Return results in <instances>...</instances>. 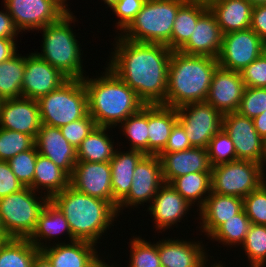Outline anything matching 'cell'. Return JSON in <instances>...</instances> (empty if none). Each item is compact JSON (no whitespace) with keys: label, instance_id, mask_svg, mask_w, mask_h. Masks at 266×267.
Listing matches in <instances>:
<instances>
[{"label":"cell","instance_id":"cell-48","mask_svg":"<svg viewBox=\"0 0 266 267\" xmlns=\"http://www.w3.org/2000/svg\"><path fill=\"white\" fill-rule=\"evenodd\" d=\"M24 186L14 175L8 161L0 160V198L18 192Z\"/></svg>","mask_w":266,"mask_h":267},{"label":"cell","instance_id":"cell-27","mask_svg":"<svg viewBox=\"0 0 266 267\" xmlns=\"http://www.w3.org/2000/svg\"><path fill=\"white\" fill-rule=\"evenodd\" d=\"M177 121L176 108L148 105V155H159L163 151Z\"/></svg>","mask_w":266,"mask_h":267},{"label":"cell","instance_id":"cell-56","mask_svg":"<svg viewBox=\"0 0 266 267\" xmlns=\"http://www.w3.org/2000/svg\"><path fill=\"white\" fill-rule=\"evenodd\" d=\"M91 267H114V265H108V263H105L104 260L102 261L99 257Z\"/></svg>","mask_w":266,"mask_h":267},{"label":"cell","instance_id":"cell-5","mask_svg":"<svg viewBox=\"0 0 266 267\" xmlns=\"http://www.w3.org/2000/svg\"><path fill=\"white\" fill-rule=\"evenodd\" d=\"M75 21L72 12L65 13L57 22L39 29L43 32L42 52L36 54L69 79H83V54L70 25Z\"/></svg>","mask_w":266,"mask_h":267},{"label":"cell","instance_id":"cell-29","mask_svg":"<svg viewBox=\"0 0 266 267\" xmlns=\"http://www.w3.org/2000/svg\"><path fill=\"white\" fill-rule=\"evenodd\" d=\"M61 233L62 235L67 233L70 242H72V232L68 221L60 209L49 200L38 218L34 231L27 239L38 250H41L48 246L47 240L51 241L50 239L56 238V236L58 238ZM43 240H46L45 243Z\"/></svg>","mask_w":266,"mask_h":267},{"label":"cell","instance_id":"cell-47","mask_svg":"<svg viewBox=\"0 0 266 267\" xmlns=\"http://www.w3.org/2000/svg\"><path fill=\"white\" fill-rule=\"evenodd\" d=\"M240 74L245 87L266 88V57L262 54L244 68Z\"/></svg>","mask_w":266,"mask_h":267},{"label":"cell","instance_id":"cell-57","mask_svg":"<svg viewBox=\"0 0 266 267\" xmlns=\"http://www.w3.org/2000/svg\"><path fill=\"white\" fill-rule=\"evenodd\" d=\"M188 1L197 2V3H200V4H204V5L210 6L213 2H216L218 0H188Z\"/></svg>","mask_w":266,"mask_h":267},{"label":"cell","instance_id":"cell-55","mask_svg":"<svg viewBox=\"0 0 266 267\" xmlns=\"http://www.w3.org/2000/svg\"><path fill=\"white\" fill-rule=\"evenodd\" d=\"M56 2L66 13H71L70 9L67 7V0H53Z\"/></svg>","mask_w":266,"mask_h":267},{"label":"cell","instance_id":"cell-54","mask_svg":"<svg viewBox=\"0 0 266 267\" xmlns=\"http://www.w3.org/2000/svg\"><path fill=\"white\" fill-rule=\"evenodd\" d=\"M32 267H52V264L48 258L39 251L33 260Z\"/></svg>","mask_w":266,"mask_h":267},{"label":"cell","instance_id":"cell-51","mask_svg":"<svg viewBox=\"0 0 266 267\" xmlns=\"http://www.w3.org/2000/svg\"><path fill=\"white\" fill-rule=\"evenodd\" d=\"M20 31L16 28L13 18L7 11H0V38H16Z\"/></svg>","mask_w":266,"mask_h":267},{"label":"cell","instance_id":"cell-14","mask_svg":"<svg viewBox=\"0 0 266 267\" xmlns=\"http://www.w3.org/2000/svg\"><path fill=\"white\" fill-rule=\"evenodd\" d=\"M164 184L162 165L158 155H145L136 165L128 196L117 206V212L125 207H137L152 202ZM124 207V208H123Z\"/></svg>","mask_w":266,"mask_h":267},{"label":"cell","instance_id":"cell-13","mask_svg":"<svg viewBox=\"0 0 266 267\" xmlns=\"http://www.w3.org/2000/svg\"><path fill=\"white\" fill-rule=\"evenodd\" d=\"M4 6L20 32L42 29L66 13L53 0H4Z\"/></svg>","mask_w":266,"mask_h":267},{"label":"cell","instance_id":"cell-35","mask_svg":"<svg viewBox=\"0 0 266 267\" xmlns=\"http://www.w3.org/2000/svg\"><path fill=\"white\" fill-rule=\"evenodd\" d=\"M39 251L27 238H9L0 247V267H32Z\"/></svg>","mask_w":266,"mask_h":267},{"label":"cell","instance_id":"cell-4","mask_svg":"<svg viewBox=\"0 0 266 267\" xmlns=\"http://www.w3.org/2000/svg\"><path fill=\"white\" fill-rule=\"evenodd\" d=\"M218 60L209 56L172 51L168 65L165 106L178 108L205 102Z\"/></svg>","mask_w":266,"mask_h":267},{"label":"cell","instance_id":"cell-16","mask_svg":"<svg viewBox=\"0 0 266 267\" xmlns=\"http://www.w3.org/2000/svg\"><path fill=\"white\" fill-rule=\"evenodd\" d=\"M41 125L37 100L25 97L2 100L0 128L30 135L35 140Z\"/></svg>","mask_w":266,"mask_h":267},{"label":"cell","instance_id":"cell-32","mask_svg":"<svg viewBox=\"0 0 266 267\" xmlns=\"http://www.w3.org/2000/svg\"><path fill=\"white\" fill-rule=\"evenodd\" d=\"M209 6L186 1L176 14L171 35V50L179 51L189 40L199 17Z\"/></svg>","mask_w":266,"mask_h":267},{"label":"cell","instance_id":"cell-44","mask_svg":"<svg viewBox=\"0 0 266 267\" xmlns=\"http://www.w3.org/2000/svg\"><path fill=\"white\" fill-rule=\"evenodd\" d=\"M243 208L251 224L266 225V181L243 198Z\"/></svg>","mask_w":266,"mask_h":267},{"label":"cell","instance_id":"cell-52","mask_svg":"<svg viewBox=\"0 0 266 267\" xmlns=\"http://www.w3.org/2000/svg\"><path fill=\"white\" fill-rule=\"evenodd\" d=\"M15 38H0V63L17 53Z\"/></svg>","mask_w":266,"mask_h":267},{"label":"cell","instance_id":"cell-45","mask_svg":"<svg viewBox=\"0 0 266 267\" xmlns=\"http://www.w3.org/2000/svg\"><path fill=\"white\" fill-rule=\"evenodd\" d=\"M97 127L95 120L88 113L84 118L60 127L63 137L77 150L82 141Z\"/></svg>","mask_w":266,"mask_h":267},{"label":"cell","instance_id":"cell-2","mask_svg":"<svg viewBox=\"0 0 266 267\" xmlns=\"http://www.w3.org/2000/svg\"><path fill=\"white\" fill-rule=\"evenodd\" d=\"M105 71L100 77L85 76L82 80L90 116L99 127L115 128L145 104L110 68L106 67Z\"/></svg>","mask_w":266,"mask_h":267},{"label":"cell","instance_id":"cell-1","mask_svg":"<svg viewBox=\"0 0 266 267\" xmlns=\"http://www.w3.org/2000/svg\"><path fill=\"white\" fill-rule=\"evenodd\" d=\"M115 41L106 66L135 91L145 105L165 106L172 50L164 44L134 42L120 35Z\"/></svg>","mask_w":266,"mask_h":267},{"label":"cell","instance_id":"cell-40","mask_svg":"<svg viewBox=\"0 0 266 267\" xmlns=\"http://www.w3.org/2000/svg\"><path fill=\"white\" fill-rule=\"evenodd\" d=\"M34 145L35 140L30 135L0 128V160L9 161Z\"/></svg>","mask_w":266,"mask_h":267},{"label":"cell","instance_id":"cell-9","mask_svg":"<svg viewBox=\"0 0 266 267\" xmlns=\"http://www.w3.org/2000/svg\"><path fill=\"white\" fill-rule=\"evenodd\" d=\"M264 167L247 160L214 166L211 170V192L243 199L266 181Z\"/></svg>","mask_w":266,"mask_h":267},{"label":"cell","instance_id":"cell-19","mask_svg":"<svg viewBox=\"0 0 266 267\" xmlns=\"http://www.w3.org/2000/svg\"><path fill=\"white\" fill-rule=\"evenodd\" d=\"M223 33L216 16L208 8L198 19L188 42L179 50L186 55L209 56L217 59Z\"/></svg>","mask_w":266,"mask_h":267},{"label":"cell","instance_id":"cell-33","mask_svg":"<svg viewBox=\"0 0 266 267\" xmlns=\"http://www.w3.org/2000/svg\"><path fill=\"white\" fill-rule=\"evenodd\" d=\"M191 206L197 203L199 209L211 193V172L189 173L169 183ZM207 194V195H206Z\"/></svg>","mask_w":266,"mask_h":267},{"label":"cell","instance_id":"cell-60","mask_svg":"<svg viewBox=\"0 0 266 267\" xmlns=\"http://www.w3.org/2000/svg\"><path fill=\"white\" fill-rule=\"evenodd\" d=\"M9 239L8 236H0V247L4 244V242Z\"/></svg>","mask_w":266,"mask_h":267},{"label":"cell","instance_id":"cell-38","mask_svg":"<svg viewBox=\"0 0 266 267\" xmlns=\"http://www.w3.org/2000/svg\"><path fill=\"white\" fill-rule=\"evenodd\" d=\"M241 246L250 261V267H264L266 264V225L251 224Z\"/></svg>","mask_w":266,"mask_h":267},{"label":"cell","instance_id":"cell-61","mask_svg":"<svg viewBox=\"0 0 266 267\" xmlns=\"http://www.w3.org/2000/svg\"><path fill=\"white\" fill-rule=\"evenodd\" d=\"M205 267H209L208 265H206ZM210 267H224L223 264L219 261V263H214L213 265L211 264Z\"/></svg>","mask_w":266,"mask_h":267},{"label":"cell","instance_id":"cell-39","mask_svg":"<svg viewBox=\"0 0 266 267\" xmlns=\"http://www.w3.org/2000/svg\"><path fill=\"white\" fill-rule=\"evenodd\" d=\"M130 241V258L128 267H161L158 255V242L151 244L141 237Z\"/></svg>","mask_w":266,"mask_h":267},{"label":"cell","instance_id":"cell-20","mask_svg":"<svg viewBox=\"0 0 266 267\" xmlns=\"http://www.w3.org/2000/svg\"><path fill=\"white\" fill-rule=\"evenodd\" d=\"M38 153L49 158L69 176L77 163V150L63 137L60 128L42 124L35 138Z\"/></svg>","mask_w":266,"mask_h":267},{"label":"cell","instance_id":"cell-18","mask_svg":"<svg viewBox=\"0 0 266 267\" xmlns=\"http://www.w3.org/2000/svg\"><path fill=\"white\" fill-rule=\"evenodd\" d=\"M240 72L217 67L213 73L205 102L222 115L236 112L245 90Z\"/></svg>","mask_w":266,"mask_h":267},{"label":"cell","instance_id":"cell-25","mask_svg":"<svg viewBox=\"0 0 266 267\" xmlns=\"http://www.w3.org/2000/svg\"><path fill=\"white\" fill-rule=\"evenodd\" d=\"M243 209V199L211 192L199 209L200 230L209 237L221 224Z\"/></svg>","mask_w":266,"mask_h":267},{"label":"cell","instance_id":"cell-53","mask_svg":"<svg viewBox=\"0 0 266 267\" xmlns=\"http://www.w3.org/2000/svg\"><path fill=\"white\" fill-rule=\"evenodd\" d=\"M258 134L266 142V111L253 119Z\"/></svg>","mask_w":266,"mask_h":267},{"label":"cell","instance_id":"cell-50","mask_svg":"<svg viewBox=\"0 0 266 267\" xmlns=\"http://www.w3.org/2000/svg\"><path fill=\"white\" fill-rule=\"evenodd\" d=\"M250 28L266 41V4L253 6Z\"/></svg>","mask_w":266,"mask_h":267},{"label":"cell","instance_id":"cell-31","mask_svg":"<svg viewBox=\"0 0 266 267\" xmlns=\"http://www.w3.org/2000/svg\"><path fill=\"white\" fill-rule=\"evenodd\" d=\"M107 129L110 127L97 126L82 141L77 149V162H109L114 157V140L112 142Z\"/></svg>","mask_w":266,"mask_h":267},{"label":"cell","instance_id":"cell-49","mask_svg":"<svg viewBox=\"0 0 266 267\" xmlns=\"http://www.w3.org/2000/svg\"><path fill=\"white\" fill-rule=\"evenodd\" d=\"M192 147L183 126L177 121L171 129L168 142L161 153L178 152Z\"/></svg>","mask_w":266,"mask_h":267},{"label":"cell","instance_id":"cell-21","mask_svg":"<svg viewBox=\"0 0 266 267\" xmlns=\"http://www.w3.org/2000/svg\"><path fill=\"white\" fill-rule=\"evenodd\" d=\"M148 207L156 230L161 232L172 228V225H178L177 222L180 223L191 205L169 183H164Z\"/></svg>","mask_w":266,"mask_h":267},{"label":"cell","instance_id":"cell-7","mask_svg":"<svg viewBox=\"0 0 266 267\" xmlns=\"http://www.w3.org/2000/svg\"><path fill=\"white\" fill-rule=\"evenodd\" d=\"M42 124L62 127L88 114V96L82 79H69L60 88L37 99Z\"/></svg>","mask_w":266,"mask_h":267},{"label":"cell","instance_id":"cell-10","mask_svg":"<svg viewBox=\"0 0 266 267\" xmlns=\"http://www.w3.org/2000/svg\"><path fill=\"white\" fill-rule=\"evenodd\" d=\"M176 110L178 122L193 147L207 148L210 140L222 128L223 115L207 102L189 103Z\"/></svg>","mask_w":266,"mask_h":267},{"label":"cell","instance_id":"cell-46","mask_svg":"<svg viewBox=\"0 0 266 267\" xmlns=\"http://www.w3.org/2000/svg\"><path fill=\"white\" fill-rule=\"evenodd\" d=\"M146 0H119L112 8L114 14L118 17L116 28L121 33L130 25L136 15L141 11Z\"/></svg>","mask_w":266,"mask_h":267},{"label":"cell","instance_id":"cell-58","mask_svg":"<svg viewBox=\"0 0 266 267\" xmlns=\"http://www.w3.org/2000/svg\"><path fill=\"white\" fill-rule=\"evenodd\" d=\"M246 1L250 2L253 6L266 4V0H246Z\"/></svg>","mask_w":266,"mask_h":267},{"label":"cell","instance_id":"cell-12","mask_svg":"<svg viewBox=\"0 0 266 267\" xmlns=\"http://www.w3.org/2000/svg\"><path fill=\"white\" fill-rule=\"evenodd\" d=\"M263 41L251 28L223 34L217 57L219 67L241 72L262 55Z\"/></svg>","mask_w":266,"mask_h":267},{"label":"cell","instance_id":"cell-26","mask_svg":"<svg viewBox=\"0 0 266 267\" xmlns=\"http://www.w3.org/2000/svg\"><path fill=\"white\" fill-rule=\"evenodd\" d=\"M145 156L143 152L129 149L120 152L116 149L114 157L109 161L112 179V205L117 206L128 196L136 165Z\"/></svg>","mask_w":266,"mask_h":267},{"label":"cell","instance_id":"cell-62","mask_svg":"<svg viewBox=\"0 0 266 267\" xmlns=\"http://www.w3.org/2000/svg\"><path fill=\"white\" fill-rule=\"evenodd\" d=\"M262 54L266 57V41H263Z\"/></svg>","mask_w":266,"mask_h":267},{"label":"cell","instance_id":"cell-42","mask_svg":"<svg viewBox=\"0 0 266 267\" xmlns=\"http://www.w3.org/2000/svg\"><path fill=\"white\" fill-rule=\"evenodd\" d=\"M37 156L38 150L34 145L31 149L17 154L8 161L14 175L24 187L33 189Z\"/></svg>","mask_w":266,"mask_h":267},{"label":"cell","instance_id":"cell-22","mask_svg":"<svg viewBox=\"0 0 266 267\" xmlns=\"http://www.w3.org/2000/svg\"><path fill=\"white\" fill-rule=\"evenodd\" d=\"M162 165L164 183H170L173 179L197 172H211L206 148L192 147L188 150L160 153L158 155Z\"/></svg>","mask_w":266,"mask_h":267},{"label":"cell","instance_id":"cell-24","mask_svg":"<svg viewBox=\"0 0 266 267\" xmlns=\"http://www.w3.org/2000/svg\"><path fill=\"white\" fill-rule=\"evenodd\" d=\"M54 245L48 243L47 247L40 250L52 267H91L99 258L96 244L88 241L75 240L69 244L59 242Z\"/></svg>","mask_w":266,"mask_h":267},{"label":"cell","instance_id":"cell-63","mask_svg":"<svg viewBox=\"0 0 266 267\" xmlns=\"http://www.w3.org/2000/svg\"><path fill=\"white\" fill-rule=\"evenodd\" d=\"M0 236H7L5 231L3 230V227L1 225V221H0Z\"/></svg>","mask_w":266,"mask_h":267},{"label":"cell","instance_id":"cell-43","mask_svg":"<svg viewBox=\"0 0 266 267\" xmlns=\"http://www.w3.org/2000/svg\"><path fill=\"white\" fill-rule=\"evenodd\" d=\"M266 111V88L246 87L237 110L243 116L254 119Z\"/></svg>","mask_w":266,"mask_h":267},{"label":"cell","instance_id":"cell-23","mask_svg":"<svg viewBox=\"0 0 266 267\" xmlns=\"http://www.w3.org/2000/svg\"><path fill=\"white\" fill-rule=\"evenodd\" d=\"M202 243L178 238L159 240L158 255L161 267H205L209 259Z\"/></svg>","mask_w":266,"mask_h":267},{"label":"cell","instance_id":"cell-30","mask_svg":"<svg viewBox=\"0 0 266 267\" xmlns=\"http://www.w3.org/2000/svg\"><path fill=\"white\" fill-rule=\"evenodd\" d=\"M70 185V176L49 158L38 153L35 165L33 190L51 199ZM42 189V191H39ZM46 194V195H45Z\"/></svg>","mask_w":266,"mask_h":267},{"label":"cell","instance_id":"cell-59","mask_svg":"<svg viewBox=\"0 0 266 267\" xmlns=\"http://www.w3.org/2000/svg\"><path fill=\"white\" fill-rule=\"evenodd\" d=\"M105 2V4H107V7H110V10L115 6V4L119 1V0H103Z\"/></svg>","mask_w":266,"mask_h":267},{"label":"cell","instance_id":"cell-36","mask_svg":"<svg viewBox=\"0 0 266 267\" xmlns=\"http://www.w3.org/2000/svg\"><path fill=\"white\" fill-rule=\"evenodd\" d=\"M121 125V126H120ZM119 127L132 146L130 149L148 155V105L129 116Z\"/></svg>","mask_w":266,"mask_h":267},{"label":"cell","instance_id":"cell-3","mask_svg":"<svg viewBox=\"0 0 266 267\" xmlns=\"http://www.w3.org/2000/svg\"><path fill=\"white\" fill-rule=\"evenodd\" d=\"M50 200L68 221L72 241L99 243L98 239L110 228L115 217L119 216L110 202L79 192L71 185Z\"/></svg>","mask_w":266,"mask_h":267},{"label":"cell","instance_id":"cell-17","mask_svg":"<svg viewBox=\"0 0 266 267\" xmlns=\"http://www.w3.org/2000/svg\"><path fill=\"white\" fill-rule=\"evenodd\" d=\"M70 185L86 195L112 204V179L110 162H77Z\"/></svg>","mask_w":266,"mask_h":267},{"label":"cell","instance_id":"cell-34","mask_svg":"<svg viewBox=\"0 0 266 267\" xmlns=\"http://www.w3.org/2000/svg\"><path fill=\"white\" fill-rule=\"evenodd\" d=\"M25 72V56L15 54L0 63V99L22 97V82Z\"/></svg>","mask_w":266,"mask_h":267},{"label":"cell","instance_id":"cell-15","mask_svg":"<svg viewBox=\"0 0 266 267\" xmlns=\"http://www.w3.org/2000/svg\"><path fill=\"white\" fill-rule=\"evenodd\" d=\"M68 80L67 76L41 59L36 52L25 56L22 97L37 100L41 96L57 90Z\"/></svg>","mask_w":266,"mask_h":267},{"label":"cell","instance_id":"cell-6","mask_svg":"<svg viewBox=\"0 0 266 267\" xmlns=\"http://www.w3.org/2000/svg\"><path fill=\"white\" fill-rule=\"evenodd\" d=\"M187 0H146L130 25L118 33L134 42L160 43L171 50V35L178 9Z\"/></svg>","mask_w":266,"mask_h":267},{"label":"cell","instance_id":"cell-11","mask_svg":"<svg viewBox=\"0 0 266 267\" xmlns=\"http://www.w3.org/2000/svg\"><path fill=\"white\" fill-rule=\"evenodd\" d=\"M222 129L232 139L237 160L266 165V142L255 129L253 119L231 112L223 115Z\"/></svg>","mask_w":266,"mask_h":267},{"label":"cell","instance_id":"cell-37","mask_svg":"<svg viewBox=\"0 0 266 267\" xmlns=\"http://www.w3.org/2000/svg\"><path fill=\"white\" fill-rule=\"evenodd\" d=\"M251 226V221L246 215L244 208L233 218H230L221 224L209 238L219 241L228 246L242 245L245 241L246 234Z\"/></svg>","mask_w":266,"mask_h":267},{"label":"cell","instance_id":"cell-8","mask_svg":"<svg viewBox=\"0 0 266 267\" xmlns=\"http://www.w3.org/2000/svg\"><path fill=\"white\" fill-rule=\"evenodd\" d=\"M30 187L0 198V221L9 238H28L38 218L50 200ZM43 196V197H42ZM41 199V200H40Z\"/></svg>","mask_w":266,"mask_h":267},{"label":"cell","instance_id":"cell-28","mask_svg":"<svg viewBox=\"0 0 266 267\" xmlns=\"http://www.w3.org/2000/svg\"><path fill=\"white\" fill-rule=\"evenodd\" d=\"M223 34L249 29L253 5L246 0H218L209 6Z\"/></svg>","mask_w":266,"mask_h":267},{"label":"cell","instance_id":"cell-41","mask_svg":"<svg viewBox=\"0 0 266 267\" xmlns=\"http://www.w3.org/2000/svg\"><path fill=\"white\" fill-rule=\"evenodd\" d=\"M206 149L212 167L237 160L233 141L222 128L210 140Z\"/></svg>","mask_w":266,"mask_h":267}]
</instances>
